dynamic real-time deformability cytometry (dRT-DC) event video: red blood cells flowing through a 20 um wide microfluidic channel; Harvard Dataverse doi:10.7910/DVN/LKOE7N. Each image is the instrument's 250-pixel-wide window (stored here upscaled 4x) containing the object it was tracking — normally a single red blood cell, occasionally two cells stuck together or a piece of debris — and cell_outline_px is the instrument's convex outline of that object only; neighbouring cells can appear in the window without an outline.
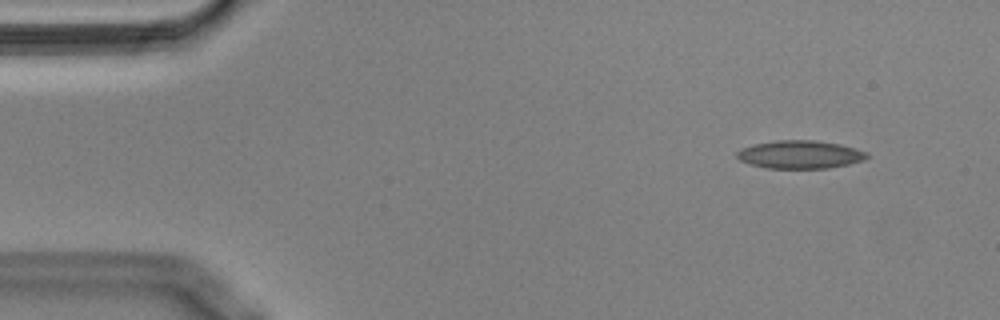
{"species": "Egyptian fruit bat (a non-hibernating species)", "species_latin": "Rousettus aegyptiacus", "temperature_condition": "cold", "stored_images_in_passage": 51, "camera_frame_rate_fps": 3000, "um_per_image_px": 0.085, "animal": {"sex": "male"}, "frame": {"image": 1, "passage_image": 1, "time_ms": 0.0, "image_size_px": [1000, 320], "cell_outline_px": [[868, 156], [864, 160], [848, 164], [828, 168], [768, 168], [748, 164], [740, 160], [736, 156], [736, 152], [740, 148], [752, 144], [776, 140], [812, 140], [840, 144], [868, 152]], "centroid_in_image_um": [67.96, 13.13], "position_along_channel_um": 17.0, "area_um2": 21.33}}
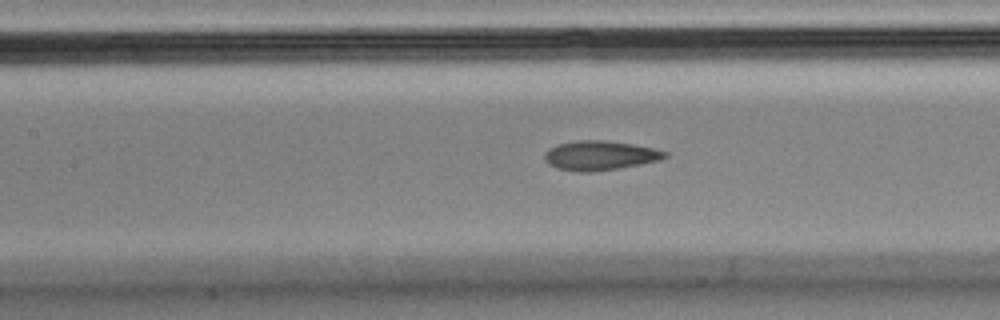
{"frame": {"image": 2, "passage_image": 20, "time_ms": 6.333, "image_size_px": [1000, 320], "cell_outline_px": [[668, 156], [660, 160], [620, 168], [592, 172], [580, 172], [556, 168], [548, 164], [544, 156], [556, 144], [576, 140], [604, 140], [632, 144], [652, 148], [668, 152]], "centroid_in_image_um": [51.01, 13.22], "position_along_channel_um": 156.4, "area_um2": 20.52}}
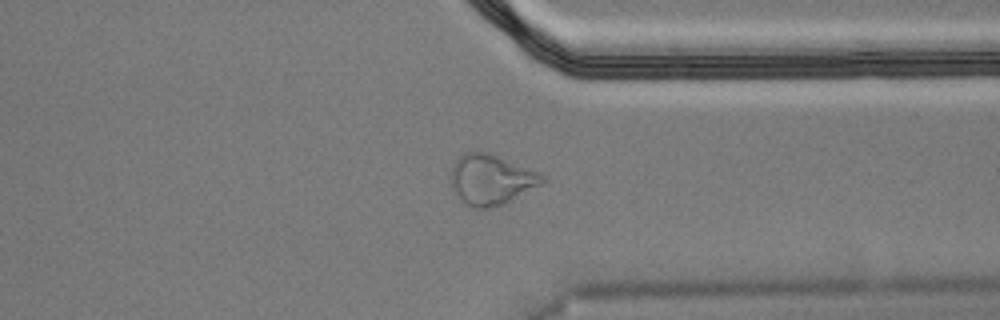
{"frame": {"image": 3, "passage_image": 38, "time_ms": 12.333, "image_size_px": [1000, 320], "cell_outline_px": [[548, 180], [504, 204], [488, 208], [472, 208], [464, 204], [456, 196], [452, 184], [452, 168], [456, 160], [464, 152], [488, 152], [540, 172], [548, 176]], "centroid_in_image_um": [41.77, 15.27], "position_along_channel_um": 369.6, "area_um2": 26.82}, "authors_computed_cell_mechanics": {"area_um2": 21.2126, "velocity_mm_per_s": 3.5766, "shape_relaxation_time_tau1_ms": null, "shape_relaxation_time_tau2_ms": 3.0706, "deformation_change_tau1": null, "deformation_change_tau2": 0.1026}}